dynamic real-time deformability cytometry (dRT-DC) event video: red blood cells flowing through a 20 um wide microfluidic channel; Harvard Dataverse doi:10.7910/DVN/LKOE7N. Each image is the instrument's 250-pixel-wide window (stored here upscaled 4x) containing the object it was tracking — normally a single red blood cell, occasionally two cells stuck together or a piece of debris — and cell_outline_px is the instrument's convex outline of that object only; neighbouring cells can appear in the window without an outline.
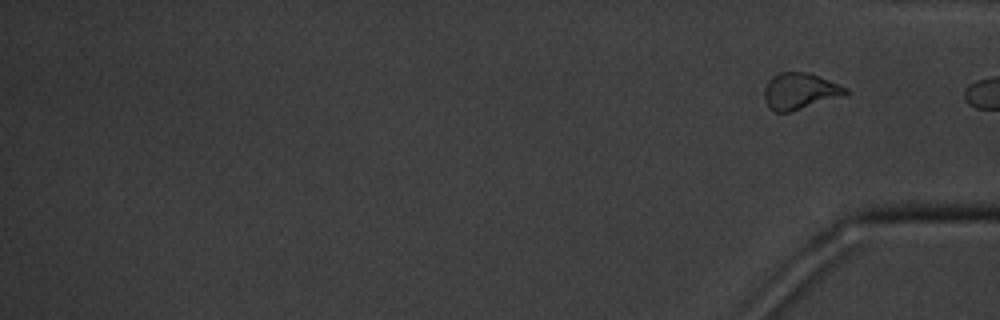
{"species": "common noctule bat (a hibernating species)", "species_latin": "Nyctalus noctula", "temperature_condition": "cold", "stored_images_in_passage": 16, "segment_of_instrument_passage": [2, 2], "camera_frame_rate_fps": 3000, "um_per_image_px": 0.085, "animal": {"sex": "male", "body_mass_g": 20.1, "forearm_length_mm": 53.5}, "frame": {"image": 1, "passage_image": 16, "time_ms": 17.0, "image_size_px": [1000, 320], "cell_outline_px": [[848, 92], [844, 96], [788, 112], [776, 112], [768, 108], [764, 100], [764, 88], [768, 80], [772, 76], [780, 72], [808, 72], [848, 88]], "centroid_in_image_um": [67.96, 7.75], "position_along_channel_um": 367.2, "area_um2": 17.22}}